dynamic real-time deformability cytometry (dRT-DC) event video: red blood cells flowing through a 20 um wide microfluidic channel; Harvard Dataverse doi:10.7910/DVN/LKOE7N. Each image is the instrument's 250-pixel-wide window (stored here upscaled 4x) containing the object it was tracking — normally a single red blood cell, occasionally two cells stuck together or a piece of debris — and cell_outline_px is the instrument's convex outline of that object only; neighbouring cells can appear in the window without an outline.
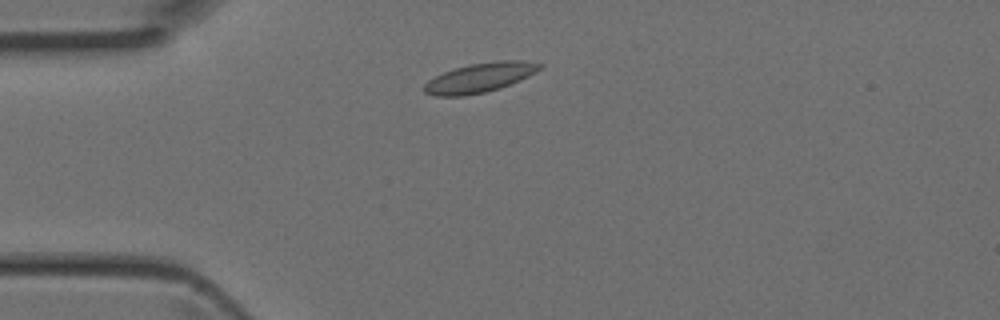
{"species": "Egyptian fruit bat (a non-hibernating species)", "species_latin": "Rousettus aegyptiacus", "temperature_condition": "room temperature", "stored_images_in_passage": 2, "camera_frame_rate_fps": 3000, "um_per_image_px": 0.085, "animal": {"sex": "female"}, "frame": {"image": 1, "passage_image": 2, "time_ms": 0.333, "image_size_px": [1000, 320], "cell_outline_px": [[544, 64], [536, 72], [520, 80], [500, 88], [484, 92], [464, 96], [436, 96], [424, 92], [420, 88], [428, 80], [444, 72], [468, 64], [500, 60], [520, 60]], "centroid_in_image_um": [40.76, 6.6], "position_along_channel_um": 44.2, "area_um2": 19.83}}